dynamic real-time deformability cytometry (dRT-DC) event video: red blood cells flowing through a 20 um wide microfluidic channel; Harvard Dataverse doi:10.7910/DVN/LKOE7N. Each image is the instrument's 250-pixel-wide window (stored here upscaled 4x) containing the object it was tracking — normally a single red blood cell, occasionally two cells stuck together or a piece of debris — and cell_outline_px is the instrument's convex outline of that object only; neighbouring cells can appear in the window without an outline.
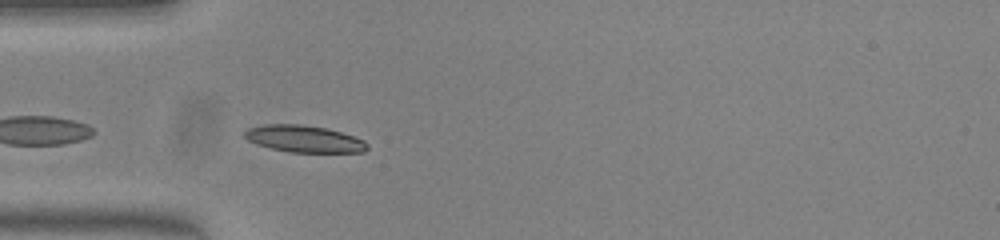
{"species": "common noctule bat (a hibernating species)", "species_latin": "Nyctalus noctula", "temperature_condition": "warm", "stored_images_in_passage": 27, "camera_frame_rate_fps": 3000, "um_per_image_px": 0.085, "animal": {"sex": "female", "body_mass_g": 23.0, "forearm_length_mm": 53.4}, "frame": {"image": 1, "passage_image": 2, "time_ms": 0.333, "image_size_px": [1000, 240], "cell_outline_px": [[368, 148], [364, 152], [288, 152], [256, 144], [248, 140], [244, 136], [244, 132], [248, 128], [264, 124], [300, 124], [324, 128], [340, 132], [364, 140], [368, 144]], "centroid_in_image_um": [25.83, 11.8], "position_along_channel_um": 59.2, "area_um2": 19.07}}
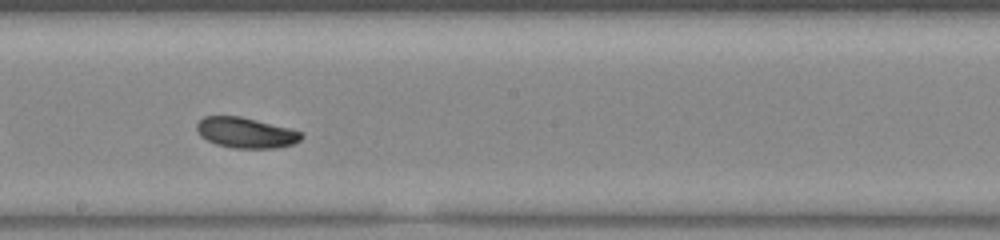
{"frame": {"image": 2, "passage_image": 15, "time_ms": 4.667, "image_size_px": [1000, 240], "cell_outline_px": [[304, 136], [300, 140], [292, 144], [276, 148], [232, 148], [216, 144], [200, 136], [196, 128], [196, 124], [204, 116], [240, 116], [288, 128], [300, 132]], "centroid_in_image_um": [20.86, 11.28], "position_along_channel_um": 227.3, "area_um2": 18.44}}
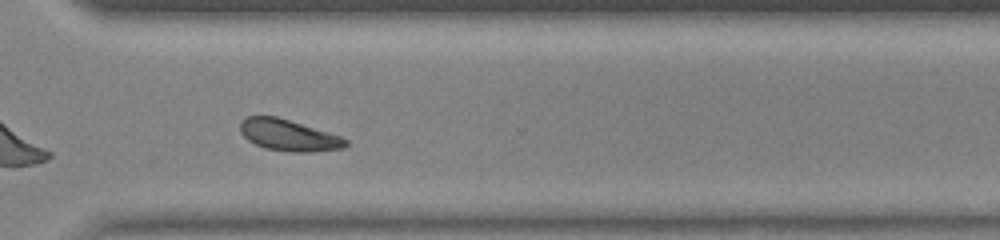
{"frame": {"image": 3, "passage_image": 24, "time_ms": 7.667, "image_size_px": [1000, 240], "cell_outline_px": [[348, 144], [344, 148], [312, 152], [292, 152], [264, 148], [248, 140], [240, 132], [240, 124], [248, 116], [276, 116], [340, 136], [348, 140]], "centroid_in_image_um": [24.54, 11.51], "position_along_channel_um": 346.1, "area_um2": 19.07}, "authors_computed_cell_mechanics": {"area_um2": 18.6694, "velocity_mm_per_s": 3.9579, "shape_relaxation_time_tau1_ms": 2.4807, "shape_relaxation_time_tau2_ms": 7.5457, "deformation_change_tau1": 0.1156, "deformation_change_tau2": 0.0975}}